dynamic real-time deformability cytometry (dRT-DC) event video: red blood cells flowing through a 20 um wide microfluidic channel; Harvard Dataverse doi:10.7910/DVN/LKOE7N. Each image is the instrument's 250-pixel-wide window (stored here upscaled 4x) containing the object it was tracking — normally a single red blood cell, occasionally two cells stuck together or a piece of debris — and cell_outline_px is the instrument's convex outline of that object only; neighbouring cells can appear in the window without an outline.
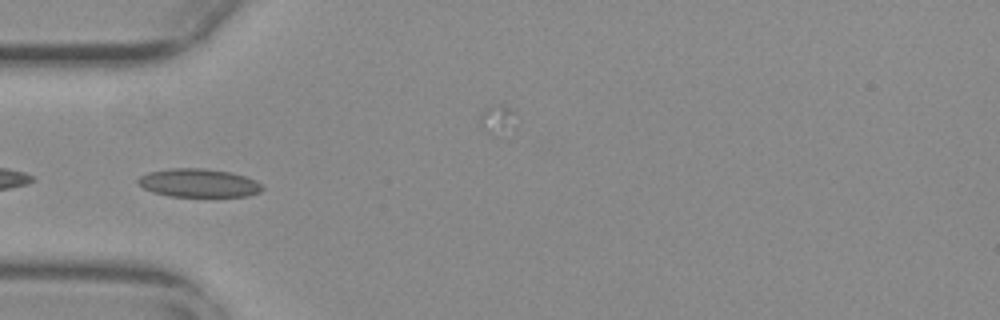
{"species": "common noctule bat (a hibernating species)", "species_latin": "Nyctalus noctula", "temperature_condition": "warm", "stored_images_in_passage": 44, "camera_frame_rate_fps": 3000, "um_per_image_px": 0.085, "animal": {"sex": "female", "body_mass_g": 29.2, "forearm_length_mm": 56.3}, "frame": {"image": 1, "passage_image": 6, "time_ms": 1.667, "image_size_px": [1000, 320], "cell_outline_px": [[264, 188], [260, 192], [248, 196], [168, 196], [152, 192], [144, 188], [136, 180], [140, 176], [148, 172], [172, 168], [204, 168], [232, 172], [256, 180]], "centroid_in_image_um": [16.89, 15.55], "position_along_channel_um": 68.1, "area_um2": 20.58}}
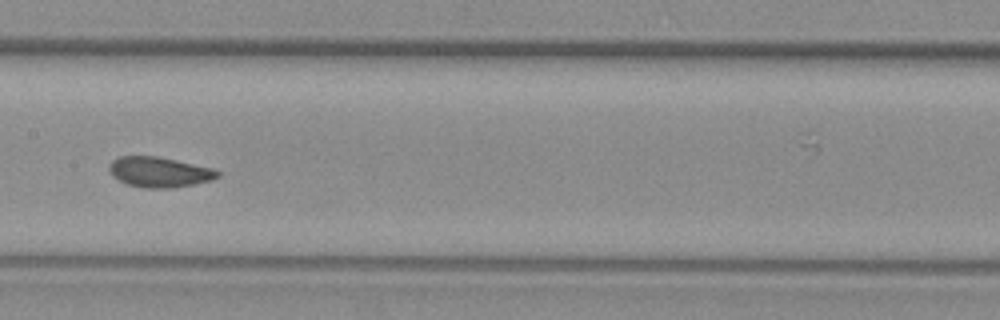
{"frame": {"image": 2, "passage_image": 16, "time_ms": 5.0, "image_size_px": [1000, 320], "cell_outline_px": [[220, 176], [212, 180], [172, 188], [144, 188], [128, 184], [112, 176], [108, 168], [108, 164], [112, 160], [120, 156], [156, 156], [176, 160], [212, 168], [220, 172]], "centroid_in_image_um": [13.52, 14.62], "position_along_channel_um": 193.9, "area_um2": 19.07}}
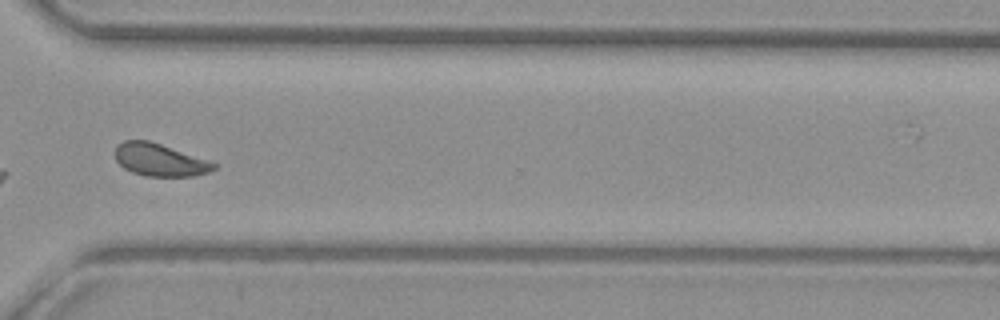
{"frame": {"image": 3, "passage_image": 29, "time_ms": 9.333, "image_size_px": [1000, 320], "cell_outline_px": [[220, 164], [216, 168], [208, 172], [192, 176], [144, 176], [132, 172], [124, 168], [116, 160], [116, 148], [124, 140], [148, 140]], "centroid_in_image_um": [13.6, 13.6], "position_along_channel_um": 357.0, "area_um2": 18.5}, "authors_computed_cell_mechanics": {"area_um2": 19.2185, "velocity_mm_per_s": 3.7696, "shape_relaxation_time_tau1_ms": 5.4067, "shape_relaxation_time_tau2_ms": 0.9267, "deformation_change_tau1": 0.1266, "deformation_change_tau2": 0.0408}}